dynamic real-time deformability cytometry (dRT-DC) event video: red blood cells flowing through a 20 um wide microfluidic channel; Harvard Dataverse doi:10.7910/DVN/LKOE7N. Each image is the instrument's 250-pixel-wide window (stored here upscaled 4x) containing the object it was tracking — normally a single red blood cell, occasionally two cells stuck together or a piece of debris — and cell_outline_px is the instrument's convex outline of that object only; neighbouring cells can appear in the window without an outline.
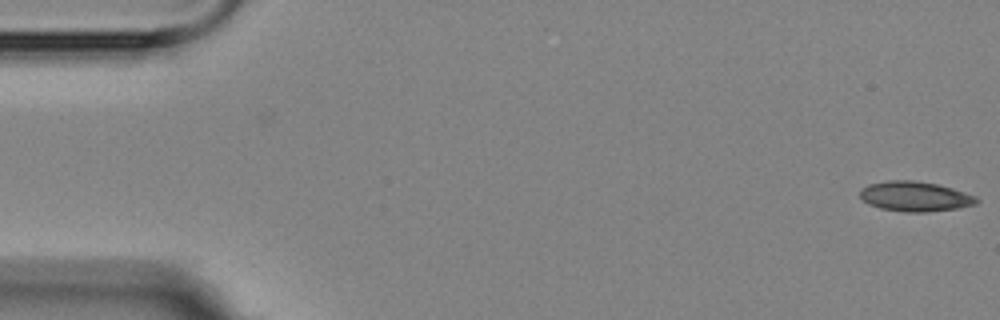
{"species": "Egyptian fruit bat (a non-hibernating species)", "species_latin": "Rousettus aegyptiacus", "temperature_condition": "room temperature", "stored_images_in_passage": 2, "camera_frame_rate_fps": 3000, "um_per_image_px": 0.085, "animal": {"sex": "female"}, "frame": {"image": 1, "passage_image": 2, "time_ms": 1.333, "image_size_px": [1000, 320], "cell_outline_px": [[980, 200], [976, 204], [956, 208], [928, 212], [908, 212], [880, 208], [868, 204], [860, 196], [860, 188], [868, 184], [888, 180], [912, 180], [936, 184], [952, 188], [976, 196]], "centroid_in_image_um": [77.76, 16.69], "position_along_channel_um": 7.2, "area_um2": 20.29}}